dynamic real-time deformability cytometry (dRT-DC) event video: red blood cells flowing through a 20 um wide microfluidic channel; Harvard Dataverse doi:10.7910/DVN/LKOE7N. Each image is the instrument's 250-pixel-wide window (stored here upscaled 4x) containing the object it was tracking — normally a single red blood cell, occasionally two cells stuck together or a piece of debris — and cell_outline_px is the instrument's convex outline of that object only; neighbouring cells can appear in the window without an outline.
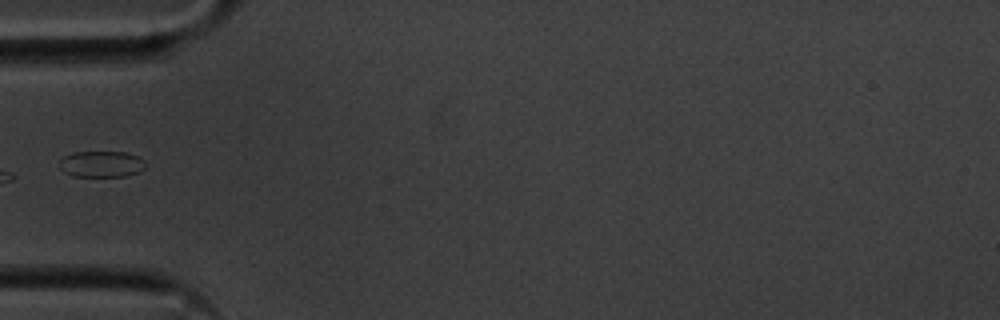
{"species": "common noctule bat (a hibernating species)", "species_latin": "Nyctalus noctula", "temperature_condition": "cold", "stored_images_in_passage": 36, "camera_frame_rate_fps": 3000, "um_per_image_px": 0.085, "animal": {"sex": "male", "body_mass_g": 20.1, "forearm_length_mm": 53.5}, "frame": {"image": 1, "passage_image": 1, "time_ms": 0.0, "image_size_px": [1000, 320], "cell_outline_px": [[144, 168], [136, 172], [124, 176], [72, 176], [64, 172], [60, 168], [60, 160], [64, 156], [72, 152], [124, 152], [136, 156], [144, 160]], "centroid_in_image_um": [8.57, 13.94], "position_along_channel_um": 76.4, "area_um2": 12.95}}
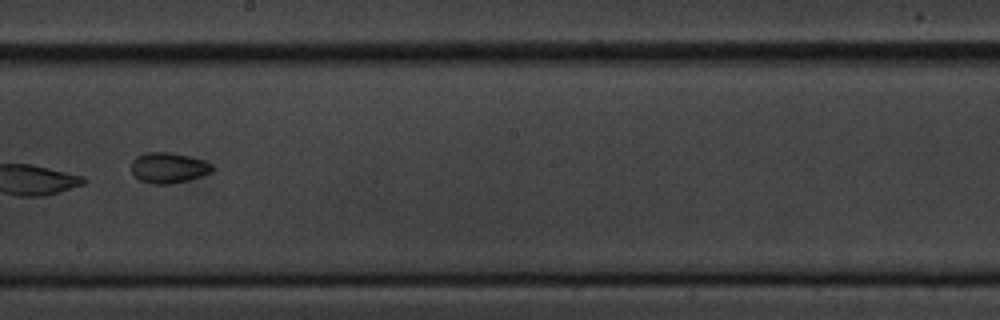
{"frame": {"image": 2, "passage_image": 14, "time_ms": 4.333, "image_size_px": [1000, 320], "cell_outline_px": [[212, 172], [188, 180], [172, 184], [152, 184], [140, 180], [132, 172], [132, 160], [136, 156], [144, 152], [168, 152], [188, 156], [204, 160], [212, 164]], "centroid_in_image_um": [14.31, 14.26], "position_along_channel_um": 233.9, "area_um2": 14.39}}
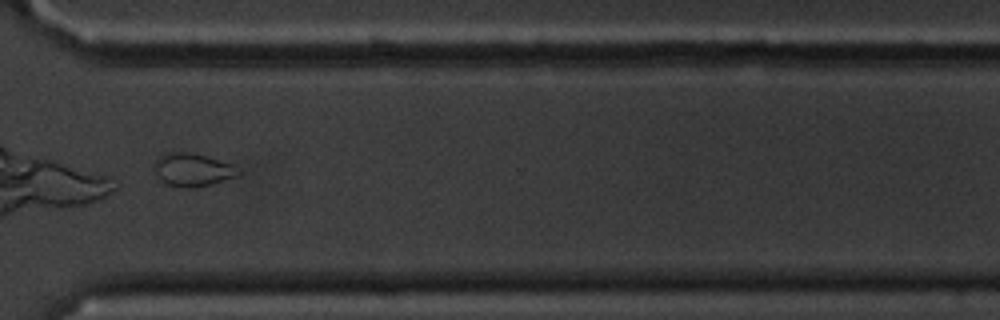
{"frame": {"image": 3, "passage_image": 24, "time_ms": 7.667, "image_size_px": [1000, 320], "cell_outline_px": [[240, 172], [236, 176], [212, 184], [192, 188], [180, 188], [168, 184], [152, 168], [156, 156], [168, 152], [192, 152], [232, 164]], "centroid_in_image_um": [16.33, 14.41], "position_along_channel_um": 354.3, "area_um2": 16.13}}